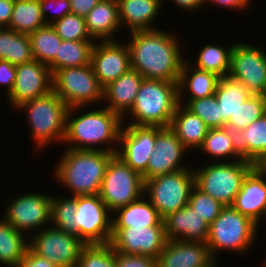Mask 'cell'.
Wrapping results in <instances>:
<instances>
[{
	"label": "cell",
	"mask_w": 266,
	"mask_h": 267,
	"mask_svg": "<svg viewBox=\"0 0 266 267\" xmlns=\"http://www.w3.org/2000/svg\"><path fill=\"white\" fill-rule=\"evenodd\" d=\"M204 242L167 240L157 259L158 267H218Z\"/></svg>",
	"instance_id": "ffe728a7"
},
{
	"label": "cell",
	"mask_w": 266,
	"mask_h": 267,
	"mask_svg": "<svg viewBox=\"0 0 266 267\" xmlns=\"http://www.w3.org/2000/svg\"><path fill=\"white\" fill-rule=\"evenodd\" d=\"M15 0H0V26L9 27Z\"/></svg>",
	"instance_id": "f907efd6"
},
{
	"label": "cell",
	"mask_w": 266,
	"mask_h": 267,
	"mask_svg": "<svg viewBox=\"0 0 266 267\" xmlns=\"http://www.w3.org/2000/svg\"><path fill=\"white\" fill-rule=\"evenodd\" d=\"M116 267H157V259L150 256L116 253Z\"/></svg>",
	"instance_id": "f6af8a7d"
},
{
	"label": "cell",
	"mask_w": 266,
	"mask_h": 267,
	"mask_svg": "<svg viewBox=\"0 0 266 267\" xmlns=\"http://www.w3.org/2000/svg\"><path fill=\"white\" fill-rule=\"evenodd\" d=\"M68 109L67 104L53 90L16 109L22 113L25 111L28 117L29 133L36 152H42L50 143H63Z\"/></svg>",
	"instance_id": "5b68a950"
},
{
	"label": "cell",
	"mask_w": 266,
	"mask_h": 267,
	"mask_svg": "<svg viewBox=\"0 0 266 267\" xmlns=\"http://www.w3.org/2000/svg\"><path fill=\"white\" fill-rule=\"evenodd\" d=\"M14 267H58L53 262L34 253L28 248L24 257Z\"/></svg>",
	"instance_id": "7dc6e473"
},
{
	"label": "cell",
	"mask_w": 266,
	"mask_h": 267,
	"mask_svg": "<svg viewBox=\"0 0 266 267\" xmlns=\"http://www.w3.org/2000/svg\"><path fill=\"white\" fill-rule=\"evenodd\" d=\"M162 129L158 126L125 125L123 122L115 155L142 175L147 170L156 135Z\"/></svg>",
	"instance_id": "9a60e30c"
},
{
	"label": "cell",
	"mask_w": 266,
	"mask_h": 267,
	"mask_svg": "<svg viewBox=\"0 0 266 267\" xmlns=\"http://www.w3.org/2000/svg\"><path fill=\"white\" fill-rule=\"evenodd\" d=\"M178 101L179 104L184 105L192 113L201 118L209 129L223 128L226 126V123L220 115V107L218 106L215 94L195 100Z\"/></svg>",
	"instance_id": "ab89813d"
},
{
	"label": "cell",
	"mask_w": 266,
	"mask_h": 267,
	"mask_svg": "<svg viewBox=\"0 0 266 267\" xmlns=\"http://www.w3.org/2000/svg\"><path fill=\"white\" fill-rule=\"evenodd\" d=\"M52 196L51 225L73 235V219L77 211V196ZM62 197V198H61Z\"/></svg>",
	"instance_id": "f35d334b"
},
{
	"label": "cell",
	"mask_w": 266,
	"mask_h": 267,
	"mask_svg": "<svg viewBox=\"0 0 266 267\" xmlns=\"http://www.w3.org/2000/svg\"><path fill=\"white\" fill-rule=\"evenodd\" d=\"M112 213L97 195L77 196L73 235L85 244H106L112 239Z\"/></svg>",
	"instance_id": "8fae6325"
},
{
	"label": "cell",
	"mask_w": 266,
	"mask_h": 267,
	"mask_svg": "<svg viewBox=\"0 0 266 267\" xmlns=\"http://www.w3.org/2000/svg\"><path fill=\"white\" fill-rule=\"evenodd\" d=\"M266 113V95H251L226 123L227 128L234 133L245 129Z\"/></svg>",
	"instance_id": "74e56055"
},
{
	"label": "cell",
	"mask_w": 266,
	"mask_h": 267,
	"mask_svg": "<svg viewBox=\"0 0 266 267\" xmlns=\"http://www.w3.org/2000/svg\"><path fill=\"white\" fill-rule=\"evenodd\" d=\"M28 235L16 230L1 217L0 264L4 267H14L24 257L29 248Z\"/></svg>",
	"instance_id": "4dcf8cb0"
},
{
	"label": "cell",
	"mask_w": 266,
	"mask_h": 267,
	"mask_svg": "<svg viewBox=\"0 0 266 267\" xmlns=\"http://www.w3.org/2000/svg\"><path fill=\"white\" fill-rule=\"evenodd\" d=\"M178 104V82L144 78L132 108L125 115L132 121L127 123L167 128Z\"/></svg>",
	"instance_id": "277c9868"
},
{
	"label": "cell",
	"mask_w": 266,
	"mask_h": 267,
	"mask_svg": "<svg viewBox=\"0 0 266 267\" xmlns=\"http://www.w3.org/2000/svg\"><path fill=\"white\" fill-rule=\"evenodd\" d=\"M39 4L41 15L43 16L44 22L46 24H52L56 20L64 17L66 14L71 13L69 0H39ZM50 11L54 14H51ZM47 14L53 16L50 18Z\"/></svg>",
	"instance_id": "ee69618b"
},
{
	"label": "cell",
	"mask_w": 266,
	"mask_h": 267,
	"mask_svg": "<svg viewBox=\"0 0 266 267\" xmlns=\"http://www.w3.org/2000/svg\"><path fill=\"white\" fill-rule=\"evenodd\" d=\"M259 227L232 206H225L209 225L206 244L213 259L218 260L221 251H230L236 255L249 252L252 245L256 244Z\"/></svg>",
	"instance_id": "8992f818"
},
{
	"label": "cell",
	"mask_w": 266,
	"mask_h": 267,
	"mask_svg": "<svg viewBox=\"0 0 266 267\" xmlns=\"http://www.w3.org/2000/svg\"><path fill=\"white\" fill-rule=\"evenodd\" d=\"M62 40H93L87 30L85 18L77 14H66L51 24Z\"/></svg>",
	"instance_id": "b9f144b4"
},
{
	"label": "cell",
	"mask_w": 266,
	"mask_h": 267,
	"mask_svg": "<svg viewBox=\"0 0 266 267\" xmlns=\"http://www.w3.org/2000/svg\"><path fill=\"white\" fill-rule=\"evenodd\" d=\"M16 74L13 90L7 96V101L15 111L22 104L53 90V74L50 67L37 60L18 65Z\"/></svg>",
	"instance_id": "e0dca14e"
},
{
	"label": "cell",
	"mask_w": 266,
	"mask_h": 267,
	"mask_svg": "<svg viewBox=\"0 0 266 267\" xmlns=\"http://www.w3.org/2000/svg\"><path fill=\"white\" fill-rule=\"evenodd\" d=\"M86 27L94 41H116L121 28L117 0H100L85 17ZM116 34V35H115Z\"/></svg>",
	"instance_id": "484cf974"
},
{
	"label": "cell",
	"mask_w": 266,
	"mask_h": 267,
	"mask_svg": "<svg viewBox=\"0 0 266 267\" xmlns=\"http://www.w3.org/2000/svg\"><path fill=\"white\" fill-rule=\"evenodd\" d=\"M143 195L144 180L142 175L114 155L106 166L99 192V196L108 210L113 213Z\"/></svg>",
	"instance_id": "30bf717a"
},
{
	"label": "cell",
	"mask_w": 266,
	"mask_h": 267,
	"mask_svg": "<svg viewBox=\"0 0 266 267\" xmlns=\"http://www.w3.org/2000/svg\"><path fill=\"white\" fill-rule=\"evenodd\" d=\"M52 81L53 91L69 108L103 104L104 88L95 76L91 64L56 70Z\"/></svg>",
	"instance_id": "9c48e42d"
},
{
	"label": "cell",
	"mask_w": 266,
	"mask_h": 267,
	"mask_svg": "<svg viewBox=\"0 0 266 267\" xmlns=\"http://www.w3.org/2000/svg\"><path fill=\"white\" fill-rule=\"evenodd\" d=\"M254 167L266 178V154L254 163Z\"/></svg>",
	"instance_id": "f5cc1de1"
},
{
	"label": "cell",
	"mask_w": 266,
	"mask_h": 267,
	"mask_svg": "<svg viewBox=\"0 0 266 267\" xmlns=\"http://www.w3.org/2000/svg\"><path fill=\"white\" fill-rule=\"evenodd\" d=\"M112 214V228L164 226L163 219L145 195Z\"/></svg>",
	"instance_id": "4316f807"
},
{
	"label": "cell",
	"mask_w": 266,
	"mask_h": 267,
	"mask_svg": "<svg viewBox=\"0 0 266 267\" xmlns=\"http://www.w3.org/2000/svg\"><path fill=\"white\" fill-rule=\"evenodd\" d=\"M199 153H204L211 162L242 160L238 148L237 134L227 127L209 129ZM214 159V160H213ZM216 159V160H215Z\"/></svg>",
	"instance_id": "f1b7e54d"
},
{
	"label": "cell",
	"mask_w": 266,
	"mask_h": 267,
	"mask_svg": "<svg viewBox=\"0 0 266 267\" xmlns=\"http://www.w3.org/2000/svg\"><path fill=\"white\" fill-rule=\"evenodd\" d=\"M16 67L8 61L0 60V85L5 87L7 95L11 93L15 84Z\"/></svg>",
	"instance_id": "bcb514c9"
},
{
	"label": "cell",
	"mask_w": 266,
	"mask_h": 267,
	"mask_svg": "<svg viewBox=\"0 0 266 267\" xmlns=\"http://www.w3.org/2000/svg\"><path fill=\"white\" fill-rule=\"evenodd\" d=\"M199 166L194 170L195 185L224 206H231L254 163L242 159Z\"/></svg>",
	"instance_id": "52a82bcc"
},
{
	"label": "cell",
	"mask_w": 266,
	"mask_h": 267,
	"mask_svg": "<svg viewBox=\"0 0 266 267\" xmlns=\"http://www.w3.org/2000/svg\"><path fill=\"white\" fill-rule=\"evenodd\" d=\"M169 127L188 151L198 150L209 130L201 118L182 104L177 105Z\"/></svg>",
	"instance_id": "83f0119b"
},
{
	"label": "cell",
	"mask_w": 266,
	"mask_h": 267,
	"mask_svg": "<svg viewBox=\"0 0 266 267\" xmlns=\"http://www.w3.org/2000/svg\"><path fill=\"white\" fill-rule=\"evenodd\" d=\"M219 79L216 73L196 68L186 57L178 80V100H195L214 95Z\"/></svg>",
	"instance_id": "d4e9b609"
},
{
	"label": "cell",
	"mask_w": 266,
	"mask_h": 267,
	"mask_svg": "<svg viewBox=\"0 0 266 267\" xmlns=\"http://www.w3.org/2000/svg\"><path fill=\"white\" fill-rule=\"evenodd\" d=\"M251 93L241 81L229 76L220 77L215 96L220 107L222 120L227 123L230 116H234L238 108L251 97Z\"/></svg>",
	"instance_id": "f546056e"
},
{
	"label": "cell",
	"mask_w": 266,
	"mask_h": 267,
	"mask_svg": "<svg viewBox=\"0 0 266 267\" xmlns=\"http://www.w3.org/2000/svg\"><path fill=\"white\" fill-rule=\"evenodd\" d=\"M222 47L217 43L206 44L197 53L195 62H191L198 69L216 73L219 77L228 76L230 70L231 52L234 44Z\"/></svg>",
	"instance_id": "d590c367"
},
{
	"label": "cell",
	"mask_w": 266,
	"mask_h": 267,
	"mask_svg": "<svg viewBox=\"0 0 266 267\" xmlns=\"http://www.w3.org/2000/svg\"><path fill=\"white\" fill-rule=\"evenodd\" d=\"M45 25L39 0H15L8 28L29 35Z\"/></svg>",
	"instance_id": "e575fe53"
},
{
	"label": "cell",
	"mask_w": 266,
	"mask_h": 267,
	"mask_svg": "<svg viewBox=\"0 0 266 267\" xmlns=\"http://www.w3.org/2000/svg\"><path fill=\"white\" fill-rule=\"evenodd\" d=\"M115 155L103 150L67 148L54 167L53 177L70 192V196L97 195L100 192L106 166Z\"/></svg>",
	"instance_id": "3957f363"
},
{
	"label": "cell",
	"mask_w": 266,
	"mask_h": 267,
	"mask_svg": "<svg viewBox=\"0 0 266 267\" xmlns=\"http://www.w3.org/2000/svg\"><path fill=\"white\" fill-rule=\"evenodd\" d=\"M119 20L121 28L128 32L153 30L161 8L164 6L163 0H118Z\"/></svg>",
	"instance_id": "603a6c76"
},
{
	"label": "cell",
	"mask_w": 266,
	"mask_h": 267,
	"mask_svg": "<svg viewBox=\"0 0 266 267\" xmlns=\"http://www.w3.org/2000/svg\"><path fill=\"white\" fill-rule=\"evenodd\" d=\"M167 240L206 243L209 225L188 204L163 218Z\"/></svg>",
	"instance_id": "7402d4cb"
},
{
	"label": "cell",
	"mask_w": 266,
	"mask_h": 267,
	"mask_svg": "<svg viewBox=\"0 0 266 267\" xmlns=\"http://www.w3.org/2000/svg\"><path fill=\"white\" fill-rule=\"evenodd\" d=\"M71 13L86 17L100 0H69Z\"/></svg>",
	"instance_id": "681fc988"
},
{
	"label": "cell",
	"mask_w": 266,
	"mask_h": 267,
	"mask_svg": "<svg viewBox=\"0 0 266 267\" xmlns=\"http://www.w3.org/2000/svg\"><path fill=\"white\" fill-rule=\"evenodd\" d=\"M231 206L258 226L263 218L266 221V178L255 167L244 178Z\"/></svg>",
	"instance_id": "44dd1931"
},
{
	"label": "cell",
	"mask_w": 266,
	"mask_h": 267,
	"mask_svg": "<svg viewBox=\"0 0 266 267\" xmlns=\"http://www.w3.org/2000/svg\"><path fill=\"white\" fill-rule=\"evenodd\" d=\"M171 2L176 4L175 6L179 7L180 10L184 9V11H187L188 13H194V11L197 13L200 11L199 9L205 7V0H172Z\"/></svg>",
	"instance_id": "816d5d0a"
},
{
	"label": "cell",
	"mask_w": 266,
	"mask_h": 267,
	"mask_svg": "<svg viewBox=\"0 0 266 267\" xmlns=\"http://www.w3.org/2000/svg\"><path fill=\"white\" fill-rule=\"evenodd\" d=\"M85 245L77 236L52 225L29 237V248L58 267H76Z\"/></svg>",
	"instance_id": "4fadbf2b"
},
{
	"label": "cell",
	"mask_w": 266,
	"mask_h": 267,
	"mask_svg": "<svg viewBox=\"0 0 266 267\" xmlns=\"http://www.w3.org/2000/svg\"><path fill=\"white\" fill-rule=\"evenodd\" d=\"M94 43V40H62L58 50V55L48 65L52 74L59 69L89 65Z\"/></svg>",
	"instance_id": "836d02e7"
},
{
	"label": "cell",
	"mask_w": 266,
	"mask_h": 267,
	"mask_svg": "<svg viewBox=\"0 0 266 267\" xmlns=\"http://www.w3.org/2000/svg\"><path fill=\"white\" fill-rule=\"evenodd\" d=\"M194 169L184 168L144 181V195L162 219L188 204L195 186Z\"/></svg>",
	"instance_id": "ba28073f"
},
{
	"label": "cell",
	"mask_w": 266,
	"mask_h": 267,
	"mask_svg": "<svg viewBox=\"0 0 266 267\" xmlns=\"http://www.w3.org/2000/svg\"><path fill=\"white\" fill-rule=\"evenodd\" d=\"M236 134L242 159L257 162L266 154V113Z\"/></svg>",
	"instance_id": "1f68e13d"
},
{
	"label": "cell",
	"mask_w": 266,
	"mask_h": 267,
	"mask_svg": "<svg viewBox=\"0 0 266 267\" xmlns=\"http://www.w3.org/2000/svg\"><path fill=\"white\" fill-rule=\"evenodd\" d=\"M129 33L131 69L146 79L178 82L185 56L177 34L161 29Z\"/></svg>",
	"instance_id": "6da1fadb"
},
{
	"label": "cell",
	"mask_w": 266,
	"mask_h": 267,
	"mask_svg": "<svg viewBox=\"0 0 266 267\" xmlns=\"http://www.w3.org/2000/svg\"><path fill=\"white\" fill-rule=\"evenodd\" d=\"M188 205L193 208L208 225L221 213L225 207L221 202L204 193L196 185L193 187Z\"/></svg>",
	"instance_id": "7bdbcfd3"
},
{
	"label": "cell",
	"mask_w": 266,
	"mask_h": 267,
	"mask_svg": "<svg viewBox=\"0 0 266 267\" xmlns=\"http://www.w3.org/2000/svg\"><path fill=\"white\" fill-rule=\"evenodd\" d=\"M143 79L137 71L130 69L104 88L103 105L110 111L119 114L123 118V122L126 121L125 115L132 108Z\"/></svg>",
	"instance_id": "cb8c5ba5"
},
{
	"label": "cell",
	"mask_w": 266,
	"mask_h": 267,
	"mask_svg": "<svg viewBox=\"0 0 266 267\" xmlns=\"http://www.w3.org/2000/svg\"><path fill=\"white\" fill-rule=\"evenodd\" d=\"M76 267H116V252L111 243L86 244Z\"/></svg>",
	"instance_id": "60d3db41"
},
{
	"label": "cell",
	"mask_w": 266,
	"mask_h": 267,
	"mask_svg": "<svg viewBox=\"0 0 266 267\" xmlns=\"http://www.w3.org/2000/svg\"><path fill=\"white\" fill-rule=\"evenodd\" d=\"M251 1L253 0H205V4H211L212 6L214 4L216 7L241 11L242 14L243 11L249 10Z\"/></svg>",
	"instance_id": "c3c4849f"
},
{
	"label": "cell",
	"mask_w": 266,
	"mask_h": 267,
	"mask_svg": "<svg viewBox=\"0 0 266 267\" xmlns=\"http://www.w3.org/2000/svg\"><path fill=\"white\" fill-rule=\"evenodd\" d=\"M85 109L86 107L68 109L63 144L69 145L66 148L75 150H103L116 154L123 118L104 105L86 110L87 112Z\"/></svg>",
	"instance_id": "7a4b0ae2"
},
{
	"label": "cell",
	"mask_w": 266,
	"mask_h": 267,
	"mask_svg": "<svg viewBox=\"0 0 266 267\" xmlns=\"http://www.w3.org/2000/svg\"><path fill=\"white\" fill-rule=\"evenodd\" d=\"M187 152L189 151L170 127L163 128L156 135L154 150L150 155L147 170L142 174L143 180L191 168V165L184 164L183 161L184 154ZM182 162L183 164H181Z\"/></svg>",
	"instance_id": "d6986e66"
},
{
	"label": "cell",
	"mask_w": 266,
	"mask_h": 267,
	"mask_svg": "<svg viewBox=\"0 0 266 267\" xmlns=\"http://www.w3.org/2000/svg\"><path fill=\"white\" fill-rule=\"evenodd\" d=\"M51 201L52 195L25 192L8 202L2 218L25 235L36 233L51 226Z\"/></svg>",
	"instance_id": "7c38bea8"
},
{
	"label": "cell",
	"mask_w": 266,
	"mask_h": 267,
	"mask_svg": "<svg viewBox=\"0 0 266 267\" xmlns=\"http://www.w3.org/2000/svg\"><path fill=\"white\" fill-rule=\"evenodd\" d=\"M167 242L164 226L112 228L111 245L116 253L158 259Z\"/></svg>",
	"instance_id": "2e32d148"
},
{
	"label": "cell",
	"mask_w": 266,
	"mask_h": 267,
	"mask_svg": "<svg viewBox=\"0 0 266 267\" xmlns=\"http://www.w3.org/2000/svg\"><path fill=\"white\" fill-rule=\"evenodd\" d=\"M34 60L49 65L58 55L62 38L51 24L29 34Z\"/></svg>",
	"instance_id": "8d00e7d4"
},
{
	"label": "cell",
	"mask_w": 266,
	"mask_h": 267,
	"mask_svg": "<svg viewBox=\"0 0 266 267\" xmlns=\"http://www.w3.org/2000/svg\"><path fill=\"white\" fill-rule=\"evenodd\" d=\"M123 43L118 40L94 43L90 64L103 88L131 69L130 53L126 42Z\"/></svg>",
	"instance_id": "ac0fdd59"
},
{
	"label": "cell",
	"mask_w": 266,
	"mask_h": 267,
	"mask_svg": "<svg viewBox=\"0 0 266 267\" xmlns=\"http://www.w3.org/2000/svg\"><path fill=\"white\" fill-rule=\"evenodd\" d=\"M250 44L234 43L228 76L241 81L252 95H266V51Z\"/></svg>",
	"instance_id": "5bb4252c"
},
{
	"label": "cell",
	"mask_w": 266,
	"mask_h": 267,
	"mask_svg": "<svg viewBox=\"0 0 266 267\" xmlns=\"http://www.w3.org/2000/svg\"><path fill=\"white\" fill-rule=\"evenodd\" d=\"M0 60L18 66L34 60L28 34L18 33L8 27L0 29Z\"/></svg>",
	"instance_id": "d6a6232c"
}]
</instances>
